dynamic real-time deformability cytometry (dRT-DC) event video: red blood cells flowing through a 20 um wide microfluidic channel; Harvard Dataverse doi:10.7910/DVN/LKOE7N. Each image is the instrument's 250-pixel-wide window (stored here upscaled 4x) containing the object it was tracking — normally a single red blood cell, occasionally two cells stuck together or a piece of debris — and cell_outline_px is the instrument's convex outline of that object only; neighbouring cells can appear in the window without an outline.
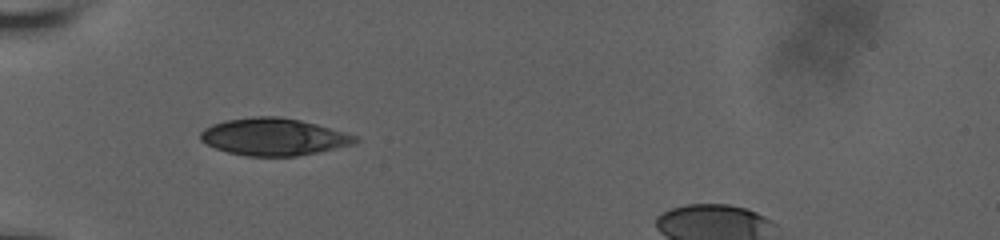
{"species": "human", "species_latin": "Homo sapiens", "temperature_condition": "room temperature", "stored_images_in_passage": 40, "segment_of_instrument_passage": [1, 2], "camera_frame_rate_fps": 3000, "um_per_image_px": 0.085, "donor": {"sex": "male"}, "frame": {"image": 1, "passage_image": 1, "time_ms": 0.0, "image_size_px": [1000, 240], "cell_outline_px": [[360, 140], [356, 144], [296, 156], [248, 156], [228, 152], [216, 148], [200, 140], [200, 132], [204, 128], [212, 124], [224, 120], [252, 116], [280, 116], [300, 120], [316, 124], [344, 132], [356, 136]], "centroid_in_image_um": [23.25, 11.62], "position_along_channel_um": 61.7, "area_um2": 33.52}}
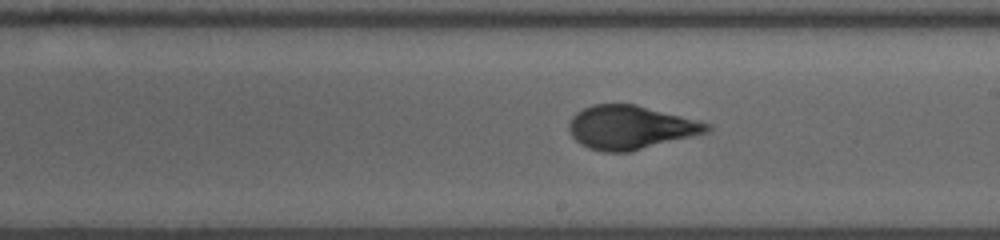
{"frame": {"image": 2, "passage_image": 16, "time_ms": 5.0, "image_size_px": [1000, 240], "cell_outline_px": [[712, 128], [708, 132], [696, 136], [628, 152], [604, 152], [588, 148], [580, 144], [572, 136], [568, 128], [568, 124], [572, 116], [576, 112], [592, 104], [636, 104], [712, 124]], "centroid_in_image_um": [53.59, 10.83], "position_along_channel_um": 235.4, "area_um2": 35.26}}
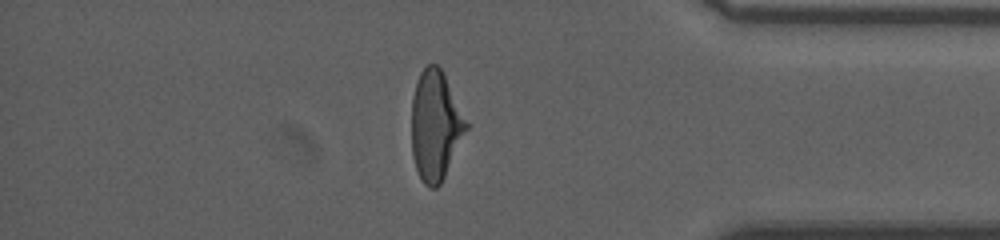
{"frame": {"image": 3, "passage_image": 31, "time_ms": 10.0, "image_size_px": [1000, 240], "cell_outline_px": [[468, 128], [440, 184], [436, 188], [428, 188], [424, 184], [416, 168], [412, 156], [412, 96], [420, 72], [428, 64], [436, 64], [440, 68], [468, 124]], "centroid_in_image_um": [36.99, 10.7], "position_along_channel_um": 398.2, "area_um2": 34.22}}